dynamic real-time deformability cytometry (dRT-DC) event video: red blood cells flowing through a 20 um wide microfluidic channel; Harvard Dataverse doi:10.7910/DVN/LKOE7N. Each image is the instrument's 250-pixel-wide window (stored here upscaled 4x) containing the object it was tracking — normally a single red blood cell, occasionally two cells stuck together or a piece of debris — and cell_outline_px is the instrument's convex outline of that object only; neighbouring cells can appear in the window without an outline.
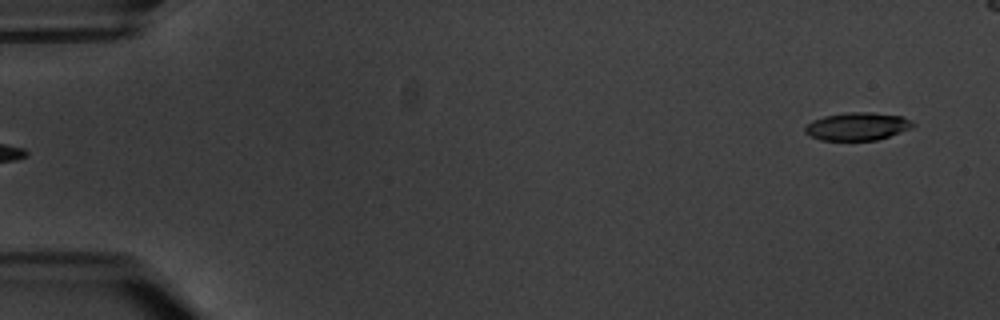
{"species": "common noctule bat (a hibernating species)", "species_latin": "Nyctalus noctula", "temperature_condition": "warm", "stored_images_in_passage": 3, "segment_of_instrument_passage": [2, 2], "camera_frame_rate_fps": 3000, "um_per_image_px": 0.085, "animal": {"sex": "male", "body_mass_g": 20.1, "forearm_length_mm": 53.5}, "frame": {"image": 1, "passage_image": 3, "time_ms": 2.333, "image_size_px": [1000, 320], "cell_outline_px": [[916, 124], [912, 128], [876, 140], [820, 140], [804, 132], [804, 128], [812, 120], [824, 116], [844, 112], [872, 112], [900, 116], [912, 120]], "centroid_in_image_um": [72.88, 10.73], "position_along_channel_um": 12.1, "area_um2": 17.51}}